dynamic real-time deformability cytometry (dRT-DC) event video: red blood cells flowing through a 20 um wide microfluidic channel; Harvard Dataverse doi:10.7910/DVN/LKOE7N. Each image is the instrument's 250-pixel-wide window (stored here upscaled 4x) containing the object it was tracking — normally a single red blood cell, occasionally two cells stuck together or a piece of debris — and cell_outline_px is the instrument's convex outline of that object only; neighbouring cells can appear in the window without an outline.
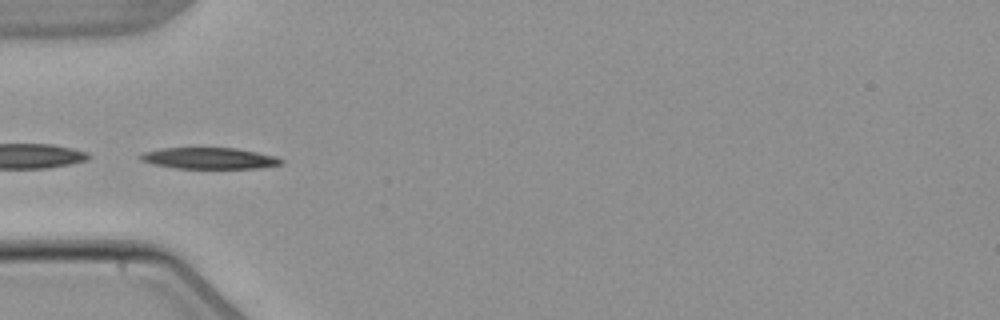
{"species": "common noctule bat (a hibernating species)", "species_latin": "Nyctalus noctula", "temperature_condition": "warm", "stored_images_in_passage": 7, "camera_frame_rate_fps": 3000, "um_per_image_px": 0.085, "animal": {"sex": "male", "body_mass_g": 21.5, "forearm_length_mm": 52.0}, "frame": {"image": 1, "passage_image": 5, "time_ms": 5.667, "image_size_px": [1000, 320], "cell_outline_px": [[284, 164], [260, 168], [176, 168], [156, 164], [140, 160], [136, 156], [144, 152], [160, 148], [236, 148], [276, 156], [284, 160]], "centroid_in_image_um": [17.81, 13.45], "position_along_channel_um": 67.2, "area_um2": 17.46}}